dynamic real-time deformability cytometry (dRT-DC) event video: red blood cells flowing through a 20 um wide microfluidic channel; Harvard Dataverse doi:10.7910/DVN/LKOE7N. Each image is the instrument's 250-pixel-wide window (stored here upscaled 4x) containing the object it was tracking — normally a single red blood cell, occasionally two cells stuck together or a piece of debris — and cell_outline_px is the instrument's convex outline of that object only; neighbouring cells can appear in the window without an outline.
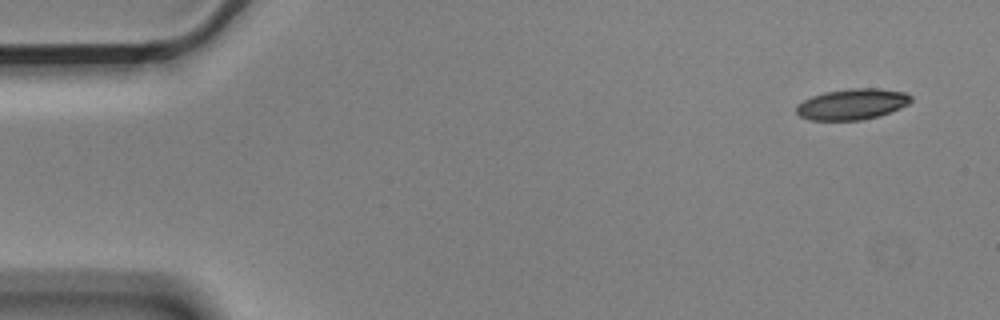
{"species": "Egyptian fruit bat (a non-hibernating species)", "species_latin": "Rousettus aegyptiacus", "temperature_condition": "cold", "stored_images_in_passage": 8, "camera_frame_rate_fps": 3000, "um_per_image_px": 0.085, "animal": {"sex": "male"}, "frame": {"image": 1, "passage_image": 1, "time_ms": 0.0, "image_size_px": [1000, 320], "cell_outline_px": [[912, 100], [908, 104], [900, 108], [876, 116], [860, 120], [808, 120], [800, 116], [796, 112], [796, 108], [804, 100], [812, 96], [824, 92], [848, 88], [880, 88], [904, 92], [912, 96]], "centroid_in_image_um": [72.43, 8.84], "position_along_channel_um": 12.6, "area_um2": 20.52}}
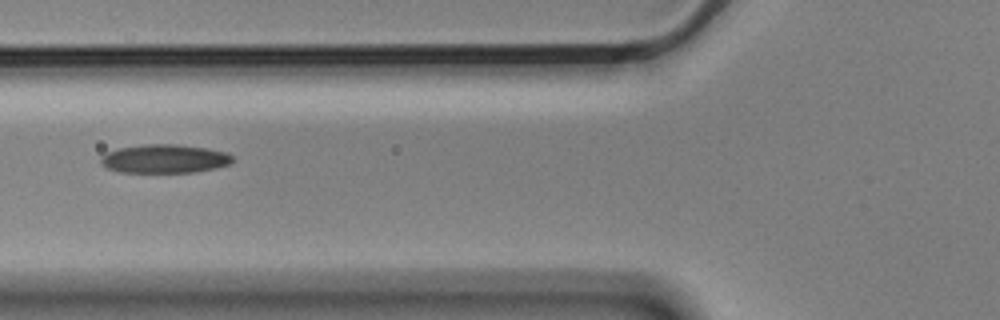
{"frame": {"image": 2, "passage_image": 6, "time_ms": 1.667, "image_size_px": [1000, 320], "cell_outline_px": [[232, 160], [228, 164], [216, 168], [196, 172], [120, 172], [104, 168], [100, 164], [100, 160], [104, 152], [116, 148], [144, 144], [176, 144], [208, 148], [228, 152], [232, 156]], "centroid_in_image_um": [13.93, 13.49], "position_along_channel_um": 111.9, "area_um2": 22.31}}
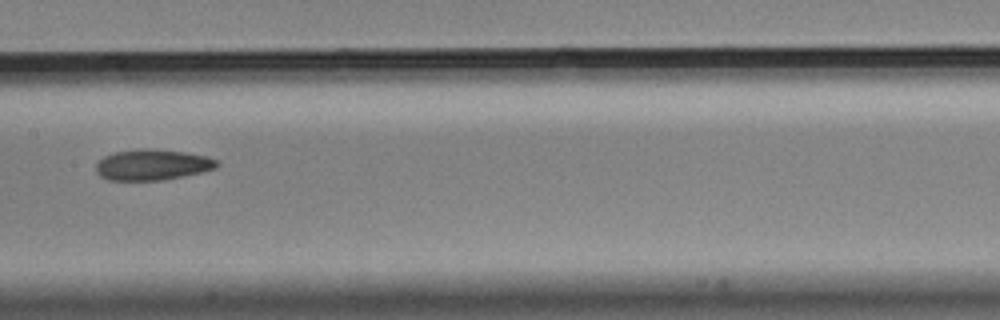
{"frame": {"image": 3, "passage_image": 8, "time_ms": 2.333, "image_size_px": [1000, 320], "cell_outline_px": [[220, 164], [216, 168], [184, 176], [164, 180], [108, 180], [100, 176], [96, 172], [96, 164], [104, 156], [116, 152], [140, 148], [144, 148], [184, 152], [208, 156], [216, 160]], "centroid_in_image_um": [12.95, 14.01], "position_along_channel_um": 194.4, "area_um2": 21.68}}